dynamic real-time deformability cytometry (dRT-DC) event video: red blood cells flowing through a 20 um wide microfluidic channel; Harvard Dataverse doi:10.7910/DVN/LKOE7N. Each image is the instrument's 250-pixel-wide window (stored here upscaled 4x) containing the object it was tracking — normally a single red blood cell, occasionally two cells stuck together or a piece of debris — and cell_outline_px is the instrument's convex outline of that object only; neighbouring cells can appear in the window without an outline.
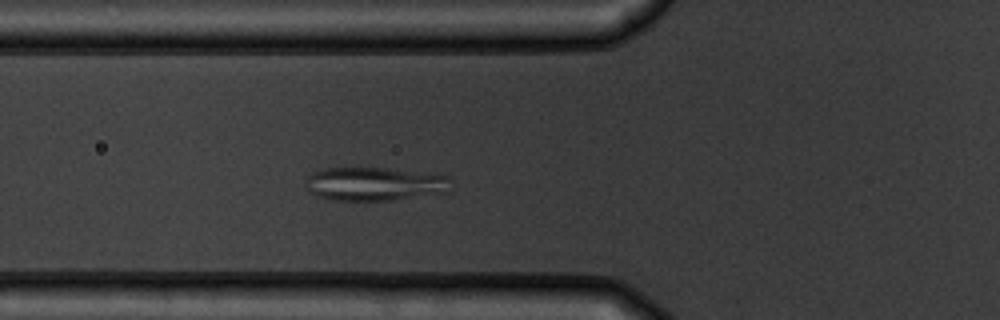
{"species": "common noctule bat (a hibernating species)", "species_latin": "Nyctalus noctula", "temperature_condition": "warm", "stored_images_in_passage": 3, "camera_frame_rate_fps": 3000, "um_per_image_px": 0.085, "animal": {"sex": "male", "body_mass_g": 19.5, "forearm_length_mm": 54.6}, "frame": {"image": 1, "passage_image": 3, "time_ms": 2.333, "image_size_px": [1000, 320], "cell_outline_px": [[452, 192], [392, 200], [336, 200], [320, 196], [312, 192], [304, 184], [304, 180], [308, 176], [324, 168], [388, 168], [452, 176]], "centroid_in_image_um": [31.96, 15.63], "position_along_channel_um": 93.8, "area_um2": 28.61}}